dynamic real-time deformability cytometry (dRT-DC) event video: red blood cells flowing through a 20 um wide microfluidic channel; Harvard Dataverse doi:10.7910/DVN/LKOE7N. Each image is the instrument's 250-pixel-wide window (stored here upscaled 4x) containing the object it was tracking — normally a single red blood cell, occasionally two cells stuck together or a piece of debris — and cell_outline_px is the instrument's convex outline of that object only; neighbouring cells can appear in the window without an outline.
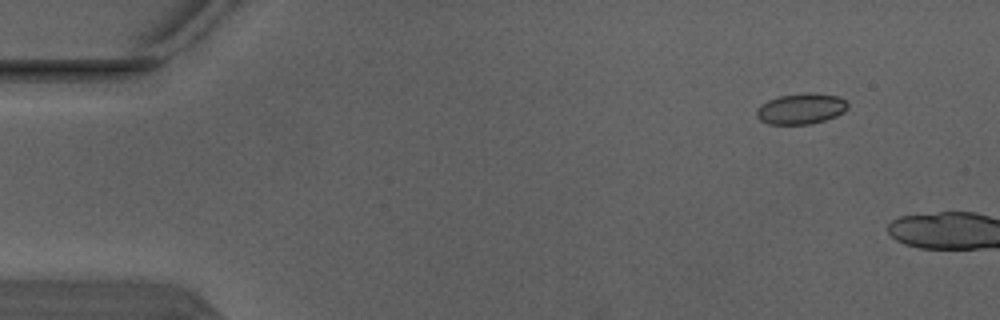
{"species": "Egyptian fruit bat (a non-hibernating species)", "species_latin": "Rousettus aegyptiacus", "temperature_condition": "warm", "stored_images_in_passage": 3, "camera_frame_rate_fps": 3000, "um_per_image_px": 0.085, "animal": {"sex": "male"}, "frame": {"image": 1, "passage_image": 3, "time_ms": 0.667, "image_size_px": [1000, 320], "cell_outline_px": [[848, 108], [844, 112], [836, 116], [812, 124], [768, 124], [760, 120], [756, 116], [756, 108], [760, 104], [768, 100], [780, 96], [804, 92], [812, 92], [840, 96], [848, 104]], "centroid_in_image_um": [68.08, 9.23], "position_along_channel_um": 16.9, "area_um2": 16.59}}